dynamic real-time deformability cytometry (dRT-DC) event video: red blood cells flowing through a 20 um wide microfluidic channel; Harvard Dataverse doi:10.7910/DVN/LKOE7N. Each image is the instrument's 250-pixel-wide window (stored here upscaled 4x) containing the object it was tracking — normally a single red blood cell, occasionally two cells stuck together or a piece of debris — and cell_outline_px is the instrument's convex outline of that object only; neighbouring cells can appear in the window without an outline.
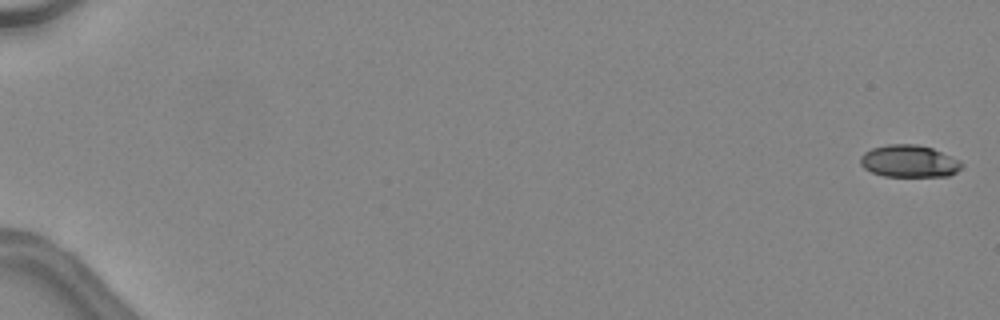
{"species": "common noctule bat (a hibernating species)", "species_latin": "Nyctalus noctula", "temperature_condition": "warm", "stored_images_in_passage": 48, "camera_frame_rate_fps": 3000, "um_per_image_px": 0.085, "animal": {"sex": "female", "body_mass_g": 24.6, "forearm_length_mm": 56.2}, "frame": {"image": 1, "passage_image": 1, "time_ms": 0.0, "image_size_px": [1000, 320], "cell_outline_px": [[964, 164], [956, 172], [948, 176], [884, 176], [872, 172], [864, 168], [860, 164], [860, 156], [864, 152], [872, 148], [888, 144], [916, 144], [932, 148], [960, 160]], "centroid_in_image_um": [77.26, 13.7], "position_along_channel_um": 7.7, "area_um2": 19.02}}
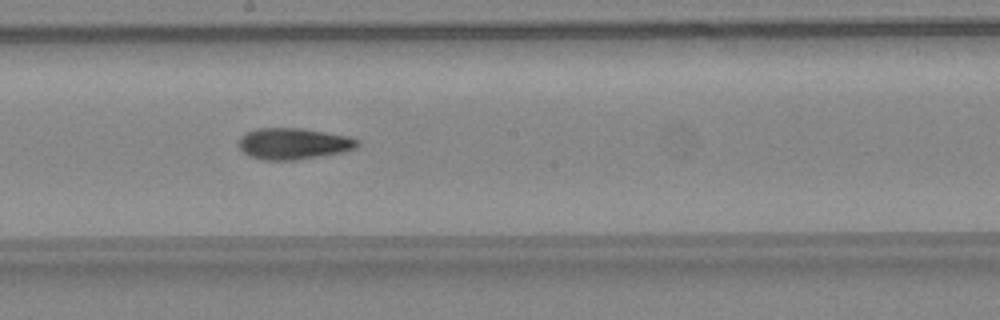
{"frame": {"image": 2, "passage_image": 29, "time_ms": 9.333, "image_size_px": [1000, 320], "cell_outline_px": [[360, 144], [356, 148], [344, 152], [300, 160], [264, 160], [248, 156], [236, 144], [240, 136], [256, 128], [300, 128], [348, 136], [360, 140]], "centroid_in_image_um": [24.94, 12.22], "position_along_channel_um": 223.3, "area_um2": 21.96}}
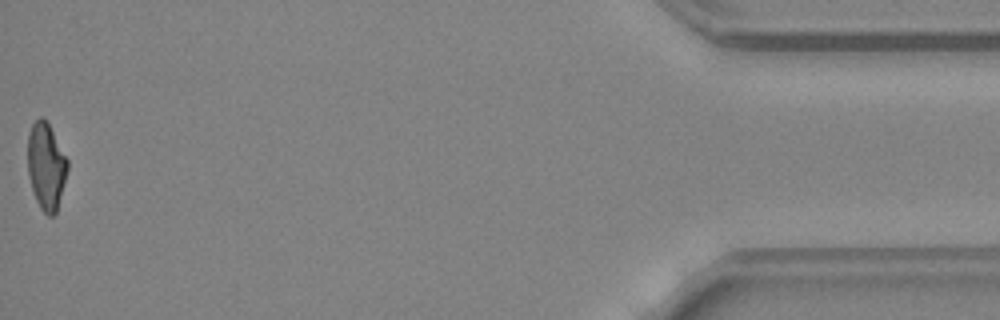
{"frame": {"image": 3, "passage_image": 48, "time_ms": 15.667, "image_size_px": [1000, 320], "cell_outline_px": [[68, 168], [56, 212], [52, 216], [48, 216], [40, 208], [36, 200], [28, 176], [28, 132], [32, 124], [40, 116], [44, 116], [68, 160]], "centroid_in_image_um": [3.91, 14.1], "position_along_channel_um": 431.3, "area_um2": 20.0}, "authors_computed_cell_mechanics": {"area_um2": 20.808, "velocity_mm_per_s": 4.571, "shape_relaxation_time_tau1_ms": 9.8077, "shape_relaxation_time_tau2_ms": 3.4352, "deformation_change_tau1": 0.2577, "deformation_change_tau2": 0.1157}}